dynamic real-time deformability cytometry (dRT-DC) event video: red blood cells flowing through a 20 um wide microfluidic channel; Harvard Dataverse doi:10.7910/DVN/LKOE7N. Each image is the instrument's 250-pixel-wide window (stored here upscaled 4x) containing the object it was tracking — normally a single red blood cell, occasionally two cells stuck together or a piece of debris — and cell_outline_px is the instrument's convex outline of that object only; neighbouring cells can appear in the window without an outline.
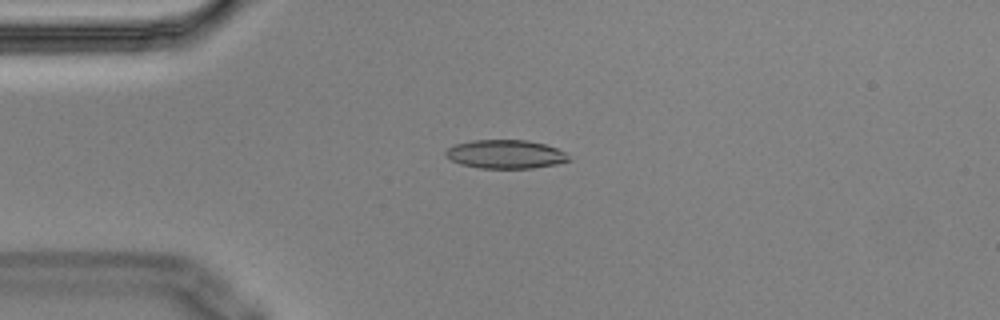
{"species": "Egyptian fruit bat (a non-hibernating species)", "species_latin": "Rousettus aegyptiacus", "temperature_condition": "cold", "stored_images_in_passage": 11, "camera_frame_rate_fps": 3000, "um_per_image_px": 0.085, "animal": {"sex": "male"}, "frame": {"image": 1, "passage_image": 4, "time_ms": 1.0, "image_size_px": [1000, 320], "cell_outline_px": [[572, 160], [556, 164], [532, 168], [480, 168], [460, 164], [444, 156], [444, 152], [448, 148], [456, 144], [472, 140], [528, 140], [544, 144], [556, 148], [564, 152]], "centroid_in_image_um": [42.95, 13.11], "position_along_channel_um": 42.0, "area_um2": 20.52}}
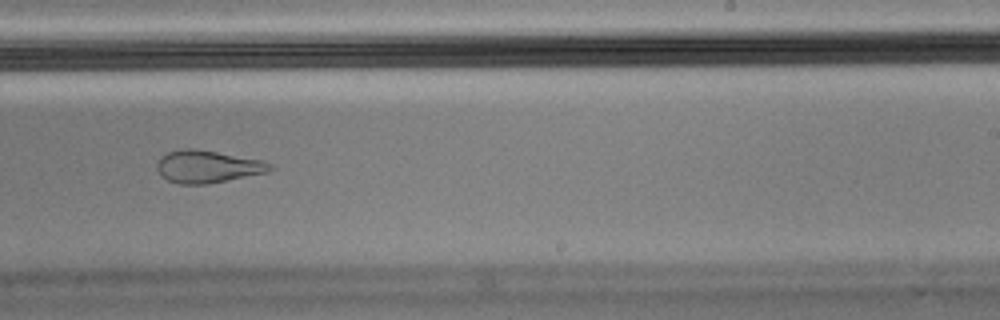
{"frame": {"image": 2, "passage_image": 10, "time_ms": 3.0, "image_size_px": [1000, 320], "cell_outline_px": [[276, 168], [268, 172], [208, 184], [180, 184], [168, 180], [160, 176], [156, 168], [156, 164], [160, 156], [168, 152], [184, 148], [192, 148], [264, 160], [272, 164]], "centroid_in_image_um": [17.64, 14.16], "position_along_channel_um": 271.4, "area_um2": 21.56}}
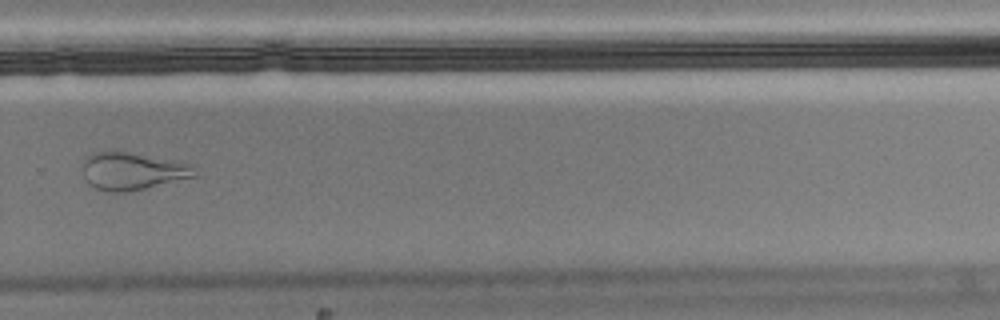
{"frame": {"image": 3, "passage_image": 11, "time_ms": 3.333, "image_size_px": [1000, 320], "cell_outline_px": [[196, 176], [128, 192], [104, 192], [88, 184], [84, 176], [84, 160], [92, 152], [128, 152], [184, 160], [196, 164]], "centroid_in_image_um": [11.34, 14.53], "position_along_channel_um": 318.5, "area_um2": 24.91}}